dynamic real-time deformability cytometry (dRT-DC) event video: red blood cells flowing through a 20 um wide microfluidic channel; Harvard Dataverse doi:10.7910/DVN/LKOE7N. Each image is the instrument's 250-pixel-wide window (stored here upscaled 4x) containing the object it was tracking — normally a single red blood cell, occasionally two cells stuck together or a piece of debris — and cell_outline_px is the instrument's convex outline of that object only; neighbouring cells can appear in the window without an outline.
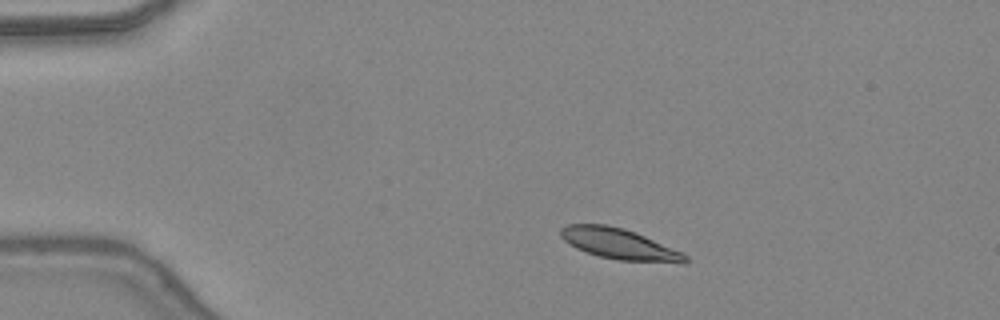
{"species": "common noctule bat (a hibernating species)", "species_latin": "Nyctalus noctula", "temperature_condition": "warm", "stored_images_in_passage": 44, "camera_frame_rate_fps": 3000, "um_per_image_px": 0.085, "animal": {"sex": "female", "body_mass_g": 24.6, "forearm_length_mm": 56.2}, "frame": {"image": 1, "passage_image": 6, "time_ms": 1.667, "image_size_px": [1000, 320], "cell_outline_px": [[688, 260], [684, 264], [616, 260], [600, 256], [576, 248], [568, 244], [560, 236], [560, 228], [568, 224], [608, 224], [624, 228], [636, 232], [684, 252], [688, 256]], "centroid_in_image_um": [52.7, 20.74], "position_along_channel_um": 32.3, "area_um2": 22.77}}
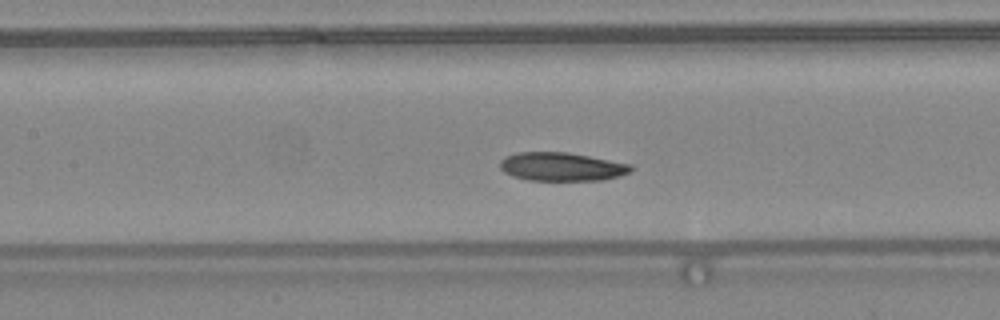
{"frame": {"image": 2, "passage_image": 19, "time_ms": 6.0, "image_size_px": [1000, 320], "cell_outline_px": [[632, 172], [620, 176], [604, 180], [528, 180], [512, 176], [504, 172], [500, 168], [500, 160], [504, 156], [516, 152], [568, 152], [632, 164]], "centroid_in_image_um": [47.74, 14.16], "position_along_channel_um": 159.7, "area_um2": 21.96}}
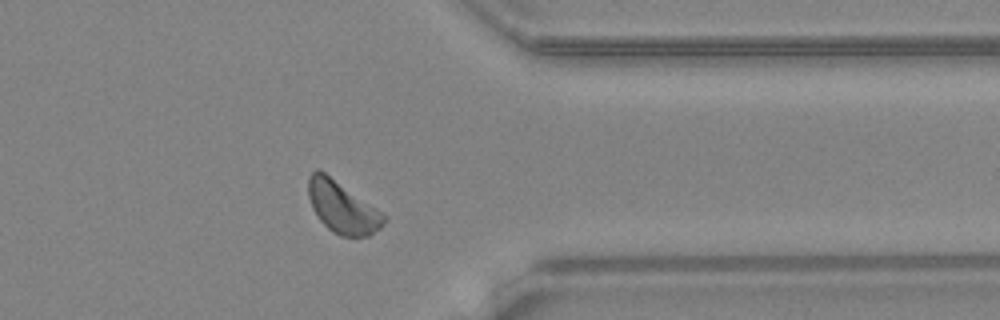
{"frame": {"image": 3, "passage_image": 35, "time_ms": 11.333, "image_size_px": [1000, 320], "cell_outline_px": [[388, 216], [384, 224], [380, 228], [368, 236], [340, 236], [332, 232], [316, 216], [312, 208], [308, 196], [308, 176], [316, 168], [320, 168]], "centroid_in_image_um": [29.08, 17.6], "position_along_channel_um": 382.3, "area_um2": 23.0}, "authors_computed_cell_mechanics": {"area_um2": 22.1374, "velocity_mm_per_s": 4.3426, "shape_relaxation_time_tau1_ms": 4.6823, "shape_relaxation_time_tau2_ms": null, "deformation_change_tau1": 0.1197, "deformation_change_tau2": null}}